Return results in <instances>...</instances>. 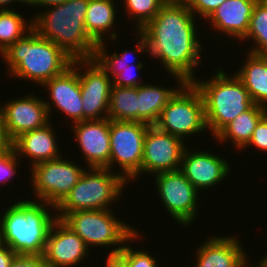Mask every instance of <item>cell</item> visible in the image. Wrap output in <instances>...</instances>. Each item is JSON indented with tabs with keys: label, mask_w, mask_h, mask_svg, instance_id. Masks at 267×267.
<instances>
[{
	"label": "cell",
	"mask_w": 267,
	"mask_h": 267,
	"mask_svg": "<svg viewBox=\"0 0 267 267\" xmlns=\"http://www.w3.org/2000/svg\"><path fill=\"white\" fill-rule=\"evenodd\" d=\"M17 2L21 5L27 4V0H0V10H10V8H12V10H13L12 5H10V4H13V3L16 4ZM8 5H10V6H8Z\"/></svg>",
	"instance_id": "40"
},
{
	"label": "cell",
	"mask_w": 267,
	"mask_h": 267,
	"mask_svg": "<svg viewBox=\"0 0 267 267\" xmlns=\"http://www.w3.org/2000/svg\"><path fill=\"white\" fill-rule=\"evenodd\" d=\"M12 142L7 136V133L4 128V120H3V112H2V106L0 102V151L7 149Z\"/></svg>",
	"instance_id": "39"
},
{
	"label": "cell",
	"mask_w": 267,
	"mask_h": 267,
	"mask_svg": "<svg viewBox=\"0 0 267 267\" xmlns=\"http://www.w3.org/2000/svg\"><path fill=\"white\" fill-rule=\"evenodd\" d=\"M67 1L68 0H27V5H30V7L34 5V9H43L51 6L61 5Z\"/></svg>",
	"instance_id": "38"
},
{
	"label": "cell",
	"mask_w": 267,
	"mask_h": 267,
	"mask_svg": "<svg viewBox=\"0 0 267 267\" xmlns=\"http://www.w3.org/2000/svg\"><path fill=\"white\" fill-rule=\"evenodd\" d=\"M148 83L138 87V122L152 126L158 121L163 108L184 84L167 88L154 83L152 85L151 82Z\"/></svg>",
	"instance_id": "25"
},
{
	"label": "cell",
	"mask_w": 267,
	"mask_h": 267,
	"mask_svg": "<svg viewBox=\"0 0 267 267\" xmlns=\"http://www.w3.org/2000/svg\"><path fill=\"white\" fill-rule=\"evenodd\" d=\"M108 119L138 122V87H118L112 84Z\"/></svg>",
	"instance_id": "26"
},
{
	"label": "cell",
	"mask_w": 267,
	"mask_h": 267,
	"mask_svg": "<svg viewBox=\"0 0 267 267\" xmlns=\"http://www.w3.org/2000/svg\"><path fill=\"white\" fill-rule=\"evenodd\" d=\"M258 0H226L206 19L212 30L238 41L248 33L249 22ZM209 20V21H208Z\"/></svg>",
	"instance_id": "20"
},
{
	"label": "cell",
	"mask_w": 267,
	"mask_h": 267,
	"mask_svg": "<svg viewBox=\"0 0 267 267\" xmlns=\"http://www.w3.org/2000/svg\"><path fill=\"white\" fill-rule=\"evenodd\" d=\"M71 125L86 167L110 169V120L81 121Z\"/></svg>",
	"instance_id": "17"
},
{
	"label": "cell",
	"mask_w": 267,
	"mask_h": 267,
	"mask_svg": "<svg viewBox=\"0 0 267 267\" xmlns=\"http://www.w3.org/2000/svg\"><path fill=\"white\" fill-rule=\"evenodd\" d=\"M171 1H180V2H185L186 0H171Z\"/></svg>",
	"instance_id": "44"
},
{
	"label": "cell",
	"mask_w": 267,
	"mask_h": 267,
	"mask_svg": "<svg viewBox=\"0 0 267 267\" xmlns=\"http://www.w3.org/2000/svg\"><path fill=\"white\" fill-rule=\"evenodd\" d=\"M129 183L118 172L108 168L85 170L78 183L55 207L57 219L80 210H103L110 208L121 198ZM115 201V202H114Z\"/></svg>",
	"instance_id": "6"
},
{
	"label": "cell",
	"mask_w": 267,
	"mask_h": 267,
	"mask_svg": "<svg viewBox=\"0 0 267 267\" xmlns=\"http://www.w3.org/2000/svg\"><path fill=\"white\" fill-rule=\"evenodd\" d=\"M254 146L257 150L267 153V113L257 123L251 140L243 150Z\"/></svg>",
	"instance_id": "35"
},
{
	"label": "cell",
	"mask_w": 267,
	"mask_h": 267,
	"mask_svg": "<svg viewBox=\"0 0 267 267\" xmlns=\"http://www.w3.org/2000/svg\"><path fill=\"white\" fill-rule=\"evenodd\" d=\"M63 156L41 162L31 168V187L34 200L44 201L55 207L68 195L87 169Z\"/></svg>",
	"instance_id": "10"
},
{
	"label": "cell",
	"mask_w": 267,
	"mask_h": 267,
	"mask_svg": "<svg viewBox=\"0 0 267 267\" xmlns=\"http://www.w3.org/2000/svg\"><path fill=\"white\" fill-rule=\"evenodd\" d=\"M105 267H117L112 261H105Z\"/></svg>",
	"instance_id": "42"
},
{
	"label": "cell",
	"mask_w": 267,
	"mask_h": 267,
	"mask_svg": "<svg viewBox=\"0 0 267 267\" xmlns=\"http://www.w3.org/2000/svg\"><path fill=\"white\" fill-rule=\"evenodd\" d=\"M153 176L156 178L154 181L160 201L170 218L182 227L195 223L199 210V195L202 194L180 170L160 172Z\"/></svg>",
	"instance_id": "11"
},
{
	"label": "cell",
	"mask_w": 267,
	"mask_h": 267,
	"mask_svg": "<svg viewBox=\"0 0 267 267\" xmlns=\"http://www.w3.org/2000/svg\"><path fill=\"white\" fill-rule=\"evenodd\" d=\"M10 267H50L43 255H16Z\"/></svg>",
	"instance_id": "36"
},
{
	"label": "cell",
	"mask_w": 267,
	"mask_h": 267,
	"mask_svg": "<svg viewBox=\"0 0 267 267\" xmlns=\"http://www.w3.org/2000/svg\"><path fill=\"white\" fill-rule=\"evenodd\" d=\"M17 254L7 245L0 246V267H10Z\"/></svg>",
	"instance_id": "37"
},
{
	"label": "cell",
	"mask_w": 267,
	"mask_h": 267,
	"mask_svg": "<svg viewBox=\"0 0 267 267\" xmlns=\"http://www.w3.org/2000/svg\"><path fill=\"white\" fill-rule=\"evenodd\" d=\"M258 263H255L257 267H267V254L265 253V256H263L260 260H257ZM254 265V267H256Z\"/></svg>",
	"instance_id": "41"
},
{
	"label": "cell",
	"mask_w": 267,
	"mask_h": 267,
	"mask_svg": "<svg viewBox=\"0 0 267 267\" xmlns=\"http://www.w3.org/2000/svg\"><path fill=\"white\" fill-rule=\"evenodd\" d=\"M252 40L249 53L267 55V0H258L249 22L248 33L241 40Z\"/></svg>",
	"instance_id": "29"
},
{
	"label": "cell",
	"mask_w": 267,
	"mask_h": 267,
	"mask_svg": "<svg viewBox=\"0 0 267 267\" xmlns=\"http://www.w3.org/2000/svg\"><path fill=\"white\" fill-rule=\"evenodd\" d=\"M134 67V68H133ZM144 68L143 63L130 64L127 67H118L110 76L112 84L118 87H139L144 84L134 73ZM135 69V70H134Z\"/></svg>",
	"instance_id": "33"
},
{
	"label": "cell",
	"mask_w": 267,
	"mask_h": 267,
	"mask_svg": "<svg viewBox=\"0 0 267 267\" xmlns=\"http://www.w3.org/2000/svg\"><path fill=\"white\" fill-rule=\"evenodd\" d=\"M246 56L235 74L248 90L253 103L267 108V55L247 52Z\"/></svg>",
	"instance_id": "23"
},
{
	"label": "cell",
	"mask_w": 267,
	"mask_h": 267,
	"mask_svg": "<svg viewBox=\"0 0 267 267\" xmlns=\"http://www.w3.org/2000/svg\"><path fill=\"white\" fill-rule=\"evenodd\" d=\"M187 144L185 140L149 126L144 139L141 175L177 171Z\"/></svg>",
	"instance_id": "13"
},
{
	"label": "cell",
	"mask_w": 267,
	"mask_h": 267,
	"mask_svg": "<svg viewBox=\"0 0 267 267\" xmlns=\"http://www.w3.org/2000/svg\"><path fill=\"white\" fill-rule=\"evenodd\" d=\"M89 0H68L33 13V29L73 59H92L97 43L88 35L85 18Z\"/></svg>",
	"instance_id": "2"
},
{
	"label": "cell",
	"mask_w": 267,
	"mask_h": 267,
	"mask_svg": "<svg viewBox=\"0 0 267 267\" xmlns=\"http://www.w3.org/2000/svg\"><path fill=\"white\" fill-rule=\"evenodd\" d=\"M85 71H84V68ZM83 71H82V70ZM83 121L108 118L111 76L94 59H78Z\"/></svg>",
	"instance_id": "12"
},
{
	"label": "cell",
	"mask_w": 267,
	"mask_h": 267,
	"mask_svg": "<svg viewBox=\"0 0 267 267\" xmlns=\"http://www.w3.org/2000/svg\"><path fill=\"white\" fill-rule=\"evenodd\" d=\"M16 98L1 104L4 128L11 142L25 132L46 126L52 117L39 95L30 93Z\"/></svg>",
	"instance_id": "14"
},
{
	"label": "cell",
	"mask_w": 267,
	"mask_h": 267,
	"mask_svg": "<svg viewBox=\"0 0 267 267\" xmlns=\"http://www.w3.org/2000/svg\"><path fill=\"white\" fill-rule=\"evenodd\" d=\"M141 235L140 231H137L117 253L116 257L112 260L117 267H159L155 256H152L145 249L133 248L132 241L135 242V239L138 241L139 237L142 240L144 235Z\"/></svg>",
	"instance_id": "30"
},
{
	"label": "cell",
	"mask_w": 267,
	"mask_h": 267,
	"mask_svg": "<svg viewBox=\"0 0 267 267\" xmlns=\"http://www.w3.org/2000/svg\"><path fill=\"white\" fill-rule=\"evenodd\" d=\"M215 69L211 79L193 81L202 94L208 132L210 130L213 137L254 105L248 90L235 73L231 76L223 67Z\"/></svg>",
	"instance_id": "5"
},
{
	"label": "cell",
	"mask_w": 267,
	"mask_h": 267,
	"mask_svg": "<svg viewBox=\"0 0 267 267\" xmlns=\"http://www.w3.org/2000/svg\"><path fill=\"white\" fill-rule=\"evenodd\" d=\"M267 113V108L254 104L249 110L241 113L232 122L226 125L214 138L218 143L226 144L231 141L233 149L243 150L253 136L259 120Z\"/></svg>",
	"instance_id": "24"
},
{
	"label": "cell",
	"mask_w": 267,
	"mask_h": 267,
	"mask_svg": "<svg viewBox=\"0 0 267 267\" xmlns=\"http://www.w3.org/2000/svg\"><path fill=\"white\" fill-rule=\"evenodd\" d=\"M207 239L196 247L193 267H254L237 236L215 234Z\"/></svg>",
	"instance_id": "19"
},
{
	"label": "cell",
	"mask_w": 267,
	"mask_h": 267,
	"mask_svg": "<svg viewBox=\"0 0 267 267\" xmlns=\"http://www.w3.org/2000/svg\"><path fill=\"white\" fill-rule=\"evenodd\" d=\"M121 1V0H120ZM168 0H123L122 5L126 15L133 21L135 29L140 31L149 21H151L162 6ZM133 17V18H132ZM135 21V22H134Z\"/></svg>",
	"instance_id": "31"
},
{
	"label": "cell",
	"mask_w": 267,
	"mask_h": 267,
	"mask_svg": "<svg viewBox=\"0 0 267 267\" xmlns=\"http://www.w3.org/2000/svg\"><path fill=\"white\" fill-rule=\"evenodd\" d=\"M29 20L26 22L16 8L0 10V55L33 29V17Z\"/></svg>",
	"instance_id": "28"
},
{
	"label": "cell",
	"mask_w": 267,
	"mask_h": 267,
	"mask_svg": "<svg viewBox=\"0 0 267 267\" xmlns=\"http://www.w3.org/2000/svg\"><path fill=\"white\" fill-rule=\"evenodd\" d=\"M116 5V0H89L88 2L85 28L97 44L105 42V39L113 41L118 39L116 29L114 31L112 29L116 21L118 22Z\"/></svg>",
	"instance_id": "22"
},
{
	"label": "cell",
	"mask_w": 267,
	"mask_h": 267,
	"mask_svg": "<svg viewBox=\"0 0 267 267\" xmlns=\"http://www.w3.org/2000/svg\"><path fill=\"white\" fill-rule=\"evenodd\" d=\"M3 245L2 243V235H1V228H0V246Z\"/></svg>",
	"instance_id": "43"
},
{
	"label": "cell",
	"mask_w": 267,
	"mask_h": 267,
	"mask_svg": "<svg viewBox=\"0 0 267 267\" xmlns=\"http://www.w3.org/2000/svg\"><path fill=\"white\" fill-rule=\"evenodd\" d=\"M17 137L12 145L17 157L29 158L30 167L35 164L57 159L62 156L57 145L56 131L51 123Z\"/></svg>",
	"instance_id": "21"
},
{
	"label": "cell",
	"mask_w": 267,
	"mask_h": 267,
	"mask_svg": "<svg viewBox=\"0 0 267 267\" xmlns=\"http://www.w3.org/2000/svg\"><path fill=\"white\" fill-rule=\"evenodd\" d=\"M20 161L12 144L7 149L0 151V186L6 185L7 181H11L14 178L18 172L16 169L21 164L19 163Z\"/></svg>",
	"instance_id": "32"
},
{
	"label": "cell",
	"mask_w": 267,
	"mask_h": 267,
	"mask_svg": "<svg viewBox=\"0 0 267 267\" xmlns=\"http://www.w3.org/2000/svg\"><path fill=\"white\" fill-rule=\"evenodd\" d=\"M47 88L49 101L44 99L49 116L52 108H57L65 114L72 123L83 121L82 97L78 75V59H74L71 67L63 74L53 77L40 88Z\"/></svg>",
	"instance_id": "16"
},
{
	"label": "cell",
	"mask_w": 267,
	"mask_h": 267,
	"mask_svg": "<svg viewBox=\"0 0 267 267\" xmlns=\"http://www.w3.org/2000/svg\"><path fill=\"white\" fill-rule=\"evenodd\" d=\"M4 211L0 217L2 243L17 255H43L49 231L57 219L55 206L25 198Z\"/></svg>",
	"instance_id": "3"
},
{
	"label": "cell",
	"mask_w": 267,
	"mask_h": 267,
	"mask_svg": "<svg viewBox=\"0 0 267 267\" xmlns=\"http://www.w3.org/2000/svg\"><path fill=\"white\" fill-rule=\"evenodd\" d=\"M84 241L60 219L52 224L48 234L44 261L50 267H75L89 257Z\"/></svg>",
	"instance_id": "18"
},
{
	"label": "cell",
	"mask_w": 267,
	"mask_h": 267,
	"mask_svg": "<svg viewBox=\"0 0 267 267\" xmlns=\"http://www.w3.org/2000/svg\"><path fill=\"white\" fill-rule=\"evenodd\" d=\"M155 126L182 140L207 132L204 100L193 82H186L163 108Z\"/></svg>",
	"instance_id": "8"
},
{
	"label": "cell",
	"mask_w": 267,
	"mask_h": 267,
	"mask_svg": "<svg viewBox=\"0 0 267 267\" xmlns=\"http://www.w3.org/2000/svg\"><path fill=\"white\" fill-rule=\"evenodd\" d=\"M120 219L114 215L112 209H103L75 211L66 214L61 221L84 241L89 250L92 246L113 247L105 259L112 261L138 231L134 224L131 226Z\"/></svg>",
	"instance_id": "7"
},
{
	"label": "cell",
	"mask_w": 267,
	"mask_h": 267,
	"mask_svg": "<svg viewBox=\"0 0 267 267\" xmlns=\"http://www.w3.org/2000/svg\"><path fill=\"white\" fill-rule=\"evenodd\" d=\"M186 147L182 156L180 171L198 191H205L221 184L230 176V163L218 154L208 150H196ZM206 151V152H205ZM203 189V190H202Z\"/></svg>",
	"instance_id": "15"
},
{
	"label": "cell",
	"mask_w": 267,
	"mask_h": 267,
	"mask_svg": "<svg viewBox=\"0 0 267 267\" xmlns=\"http://www.w3.org/2000/svg\"><path fill=\"white\" fill-rule=\"evenodd\" d=\"M9 75L42 86L71 67L73 58L32 29L1 55Z\"/></svg>",
	"instance_id": "4"
},
{
	"label": "cell",
	"mask_w": 267,
	"mask_h": 267,
	"mask_svg": "<svg viewBox=\"0 0 267 267\" xmlns=\"http://www.w3.org/2000/svg\"><path fill=\"white\" fill-rule=\"evenodd\" d=\"M195 15L185 2L168 0L156 16L139 32L147 43L151 58L159 59L177 84L193 82L195 68L201 64L203 44Z\"/></svg>",
	"instance_id": "1"
},
{
	"label": "cell",
	"mask_w": 267,
	"mask_h": 267,
	"mask_svg": "<svg viewBox=\"0 0 267 267\" xmlns=\"http://www.w3.org/2000/svg\"><path fill=\"white\" fill-rule=\"evenodd\" d=\"M136 39H137V46L135 49L132 48L128 51L126 48L125 50H121V52H117L115 48V52L110 54L108 53L107 49L108 46H105V42L98 43L95 51L94 59L99 63V65L109 74L111 75L118 67H127L130 64L134 63H142L143 61L137 60V57L130 58L129 54H135L140 56L142 54L148 53L147 52V43L144 36L139 32L136 31ZM139 54V55H138ZM134 60V61H133Z\"/></svg>",
	"instance_id": "27"
},
{
	"label": "cell",
	"mask_w": 267,
	"mask_h": 267,
	"mask_svg": "<svg viewBox=\"0 0 267 267\" xmlns=\"http://www.w3.org/2000/svg\"><path fill=\"white\" fill-rule=\"evenodd\" d=\"M225 1L226 0H186L185 4L195 17L199 14V18L205 20Z\"/></svg>",
	"instance_id": "34"
},
{
	"label": "cell",
	"mask_w": 267,
	"mask_h": 267,
	"mask_svg": "<svg viewBox=\"0 0 267 267\" xmlns=\"http://www.w3.org/2000/svg\"><path fill=\"white\" fill-rule=\"evenodd\" d=\"M149 126L143 122L110 120V170L119 165L118 174L128 183L140 178L144 139Z\"/></svg>",
	"instance_id": "9"
}]
</instances>
